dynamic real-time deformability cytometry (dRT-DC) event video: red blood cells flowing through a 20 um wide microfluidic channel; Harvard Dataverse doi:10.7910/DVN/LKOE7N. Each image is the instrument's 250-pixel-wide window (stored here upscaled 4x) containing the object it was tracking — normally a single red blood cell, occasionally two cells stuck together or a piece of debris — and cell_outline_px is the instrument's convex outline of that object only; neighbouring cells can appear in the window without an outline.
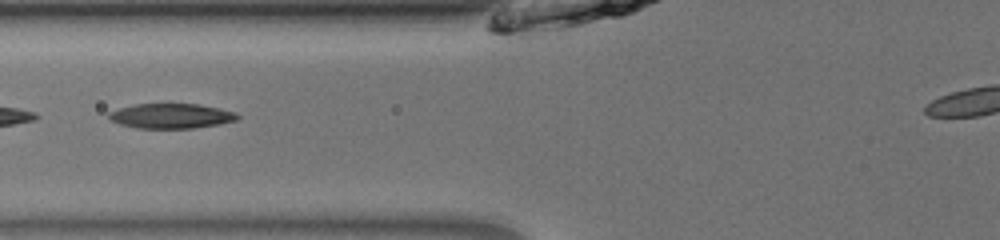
{"species": "common noctule bat (a hibernating species)", "species_latin": "Nyctalus noctula", "temperature_condition": "room temperature", "stored_images_in_passage": 15, "camera_frame_rate_fps": 3000, "um_per_image_px": 0.085, "animal": {"sex": "male", "body_mass_g": 13.0, "forearm_length_mm": 53.1}, "frame": {"image": 1, "passage_image": 9, "time_ms": 2.667, "image_size_px": [1000, 240], "cell_outline_px": [[240, 116], [236, 120], [220, 124], [192, 128], [136, 128], [120, 124], [108, 120], [108, 112], [120, 108], [136, 104], [200, 104], [220, 108], [236, 112]], "centroid_in_image_um": [14.55, 9.85], "position_along_channel_um": 111.3, "area_um2": 18.73}}